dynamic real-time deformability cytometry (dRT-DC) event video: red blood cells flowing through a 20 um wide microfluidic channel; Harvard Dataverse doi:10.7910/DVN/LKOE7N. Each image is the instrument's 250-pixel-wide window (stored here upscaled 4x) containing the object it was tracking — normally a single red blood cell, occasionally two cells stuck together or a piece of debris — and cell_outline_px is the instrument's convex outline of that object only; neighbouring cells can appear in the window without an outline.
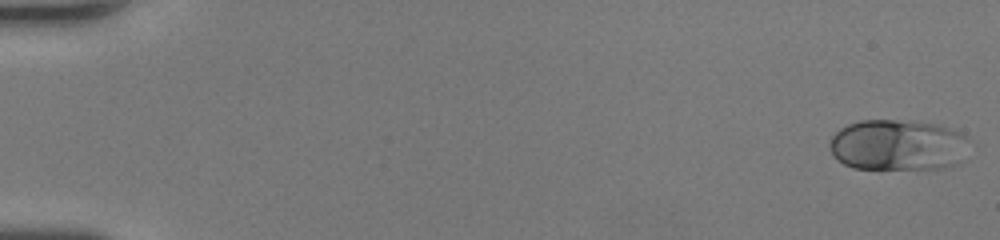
{"species": "human", "species_latin": "Homo sapiens", "temperature_condition": "room temperature", "stored_images_in_passage": 50, "camera_frame_rate_fps": 3000, "um_per_image_px": 0.085, "donor": {"sex": "female"}, "frame": {"image": 1, "passage_image": 1, "time_ms": 0.0, "image_size_px": [1000, 240], "cell_outline_px": [[968, 136], [952, 164], [944, 168], [852, 168], [844, 164], [832, 156], [828, 148], [828, 144], [832, 136], [840, 128], [848, 124], [860, 120], [896, 120], [936, 124], [952, 128]], "centroid_in_image_um": [76.15, 12.3], "position_along_channel_um": 8.8, "area_um2": 40.63}}
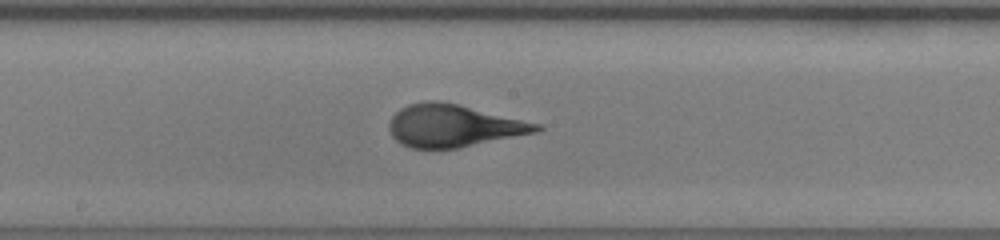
{"frame": {"image": 2, "passage_image": 28, "time_ms": 9.0, "image_size_px": [1000, 240], "cell_outline_px": [[544, 128], [540, 132], [456, 148], [412, 148], [400, 144], [392, 136], [388, 128], [388, 124], [392, 116], [400, 108], [408, 104], [432, 100], [436, 100], [456, 104], [544, 124]], "centroid_in_image_um": [38.58, 10.69], "position_along_channel_um": 209.6, "area_um2": 36.47}}
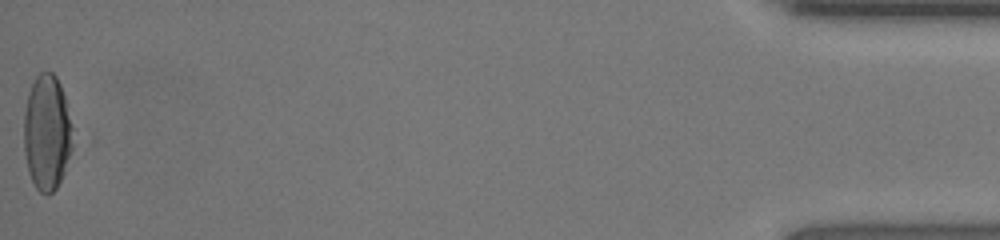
{"frame": {"image": 3, "passage_image": 50, "time_ms": 16.333, "image_size_px": [1000, 240], "cell_outline_px": [[72, 148], [64, 172], [56, 188], [48, 196], [44, 196], [36, 188], [28, 172], [24, 152], [24, 112], [28, 92], [36, 76], [40, 72], [52, 72], [56, 76], [60, 84], [64, 96], [72, 128]], "centroid_in_image_um": [3.97, 11.29], "position_along_channel_um": 431.2, "area_um2": 32.89}, "authors_computed_cell_mechanics": {"area_um2": 36.2117, "velocity_mm_per_s": 4.2747, "shape_relaxation_time_tau1_ms": 7.1415, "shape_relaxation_time_tau2_ms": null, "deformation_change_tau1": 0.27, "deformation_change_tau2": null}}